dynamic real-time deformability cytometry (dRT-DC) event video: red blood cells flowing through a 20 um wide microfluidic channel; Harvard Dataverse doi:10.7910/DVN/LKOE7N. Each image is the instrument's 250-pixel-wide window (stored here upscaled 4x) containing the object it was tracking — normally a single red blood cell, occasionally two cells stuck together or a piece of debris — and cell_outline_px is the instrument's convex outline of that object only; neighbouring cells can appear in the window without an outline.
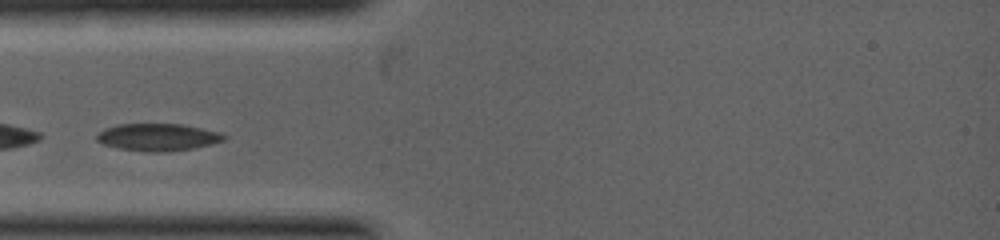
{"species": "common noctule bat (a hibernating species)", "species_latin": "Nyctalus noctula", "temperature_condition": "warm", "stored_images_in_passage": 19, "camera_frame_rate_fps": 5000, "um_per_image_px": 0.085, "animal": {"sex": "female", "body_mass_g": 19.0, "forearm_length_mm": 53.3}, "frame": {"image": 1, "passage_image": 1, "time_ms": 0.0, "image_size_px": [1000, 240], "cell_outline_px": [[228, 136], [224, 140], [212, 144], [192, 148], [164, 152], [148, 152], [120, 148], [104, 144], [96, 140], [96, 136], [104, 128], [116, 124], [184, 124], [220, 132]], "centroid_in_image_um": [13.43, 11.65], "position_along_channel_um": 71.6, "area_um2": 20.23}}
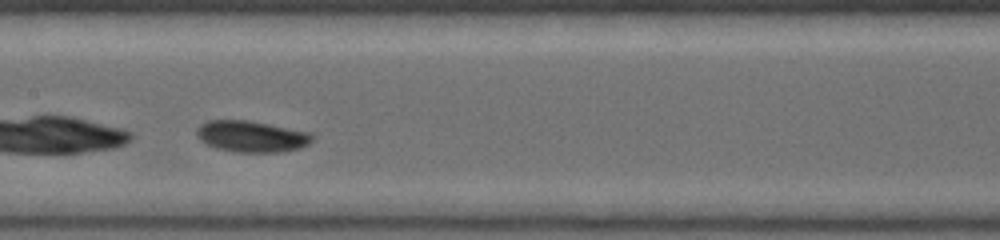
{"frame": {"image": 2, "passage_image": 7, "time_ms": 1.6, "image_size_px": [1000, 240], "cell_outline_px": [[316, 136], [308, 144], [300, 148], [276, 152], [236, 152], [216, 148], [204, 144], [196, 136], [196, 132], [200, 124], [208, 120], [248, 120], [312, 132]], "centroid_in_image_um": [21.38, 11.59], "position_along_channel_um": 186.0, "area_um2": 21.33}}
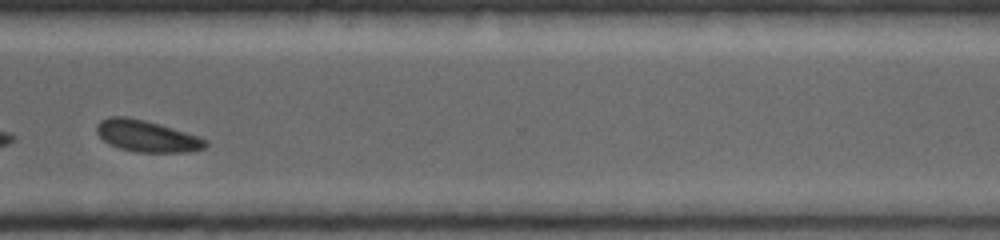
{"frame": {"image": 3, "passage_image": 17, "time_ms": 4.0, "image_size_px": [1000, 240], "cell_outline_px": [[208, 144], [204, 148], [188, 152], [136, 152], [120, 148], [104, 140], [96, 132], [96, 124], [100, 120], [108, 116], [128, 116], [144, 120], [200, 136], [208, 140]], "centroid_in_image_um": [12.48, 11.56], "position_along_channel_um": 358.1, "area_um2": 20.0}}